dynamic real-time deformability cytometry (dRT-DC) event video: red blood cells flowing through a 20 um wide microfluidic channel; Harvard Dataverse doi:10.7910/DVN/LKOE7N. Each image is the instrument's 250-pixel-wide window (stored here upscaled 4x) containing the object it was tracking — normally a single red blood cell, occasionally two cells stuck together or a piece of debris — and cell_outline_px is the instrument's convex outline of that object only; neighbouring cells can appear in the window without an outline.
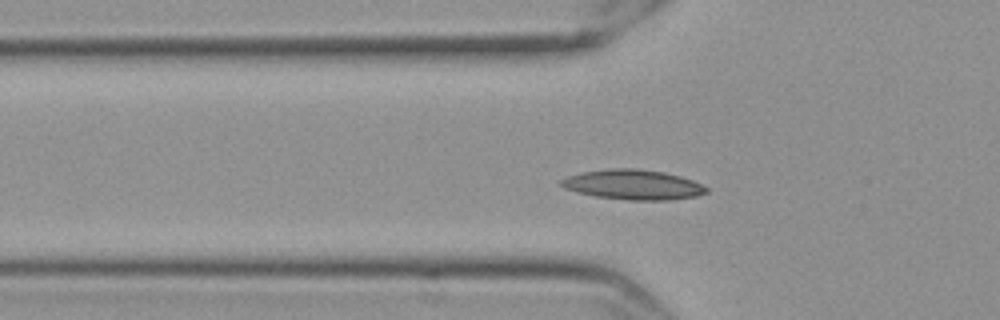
{"species": "Egyptian fruit bat (a non-hibernating species)", "species_latin": "Rousettus aegyptiacus", "temperature_condition": "cold", "stored_images_in_passage": 54, "camera_frame_rate_fps": 3000, "um_per_image_px": 0.085, "frame": {"image": 1, "passage_image": 15, "time_ms": 4.667, "image_size_px": [1000, 320], "cell_outline_px": [[708, 192], [696, 196], [668, 200], [628, 200], [596, 196], [576, 192], [564, 188], [560, 184], [560, 180], [568, 176], [584, 172], [612, 168], [636, 168], [664, 172], [680, 176], [692, 180], [708, 188]], "centroid_in_image_um": [53.81, 15.7], "position_along_channel_um": 72.0, "area_um2": 25.2}}
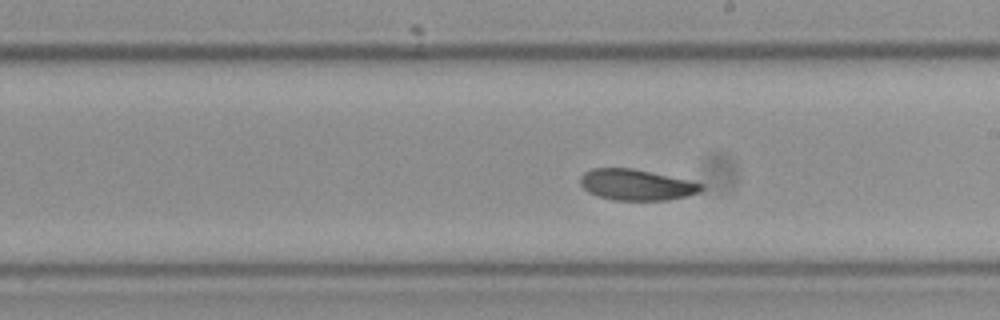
{"frame": {"image": 2, "passage_image": 29, "time_ms": 9.333, "image_size_px": [1000, 320], "cell_outline_px": [[704, 188], [700, 192], [688, 196], [668, 200], [612, 200], [596, 196], [588, 192], [580, 184], [580, 176], [584, 172], [592, 168], [632, 168], [688, 180], [704, 184]], "centroid_in_image_um": [54.08, 15.71], "position_along_channel_um": 234.9, "area_um2": 21.96}}
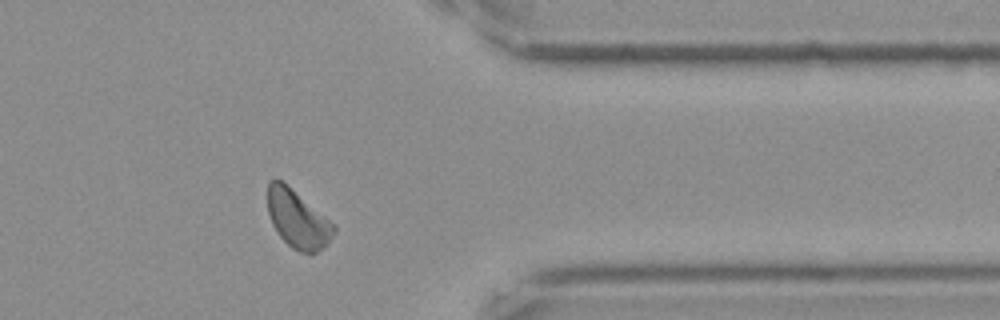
{"frame": {"image": 3, "passage_image": 43, "time_ms": 14.0, "image_size_px": [1000, 320], "cell_outline_px": [[336, 228], [328, 244], [316, 252], [300, 252], [292, 248], [280, 236], [272, 224], [268, 212], [268, 180], [276, 176], [336, 224]], "centroid_in_image_um": [25.3, 18.6], "position_along_channel_um": 386.1, "area_um2": 22.31}, "authors_computed_cell_mechanics": {"area_um2": 22.1374, "velocity_mm_per_s": 3.4817, "shape_relaxation_time_tau1_ms": 5.8121, "shape_relaxation_time_tau2_ms": 7.5344, "deformation_change_tau1": 0.1135, "deformation_change_tau2": 0.1171}}